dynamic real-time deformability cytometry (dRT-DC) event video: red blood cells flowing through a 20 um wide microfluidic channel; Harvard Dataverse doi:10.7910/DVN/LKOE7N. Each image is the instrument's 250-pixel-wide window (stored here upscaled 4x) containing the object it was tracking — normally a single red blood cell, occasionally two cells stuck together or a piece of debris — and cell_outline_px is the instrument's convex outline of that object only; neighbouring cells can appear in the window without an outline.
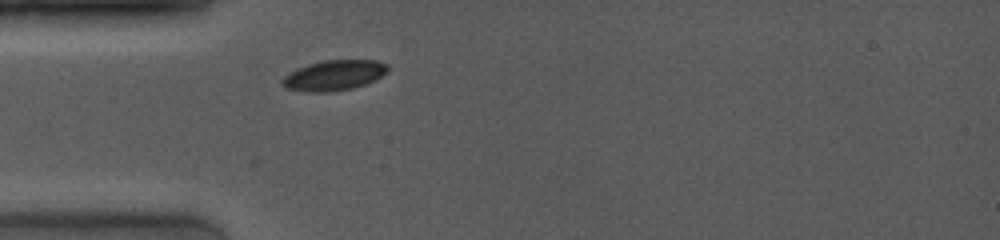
{"species": "common noctule bat (a hibernating species)", "species_latin": "Nyctalus noctula", "temperature_condition": "room temperature", "stored_images_in_passage": 2, "camera_frame_rate_fps": 4000, "um_per_image_px": 0.085, "animal": {"sex": "female", "body_mass_g": 19.0, "forearm_length_mm": 53.3}, "frame": {"image": 1, "passage_image": 2, "time_ms": 0.25, "image_size_px": [1000, 240], "cell_outline_px": [[388, 72], [364, 84], [352, 88], [332, 92], [304, 92], [288, 88], [280, 84], [280, 80], [288, 72], [296, 68], [308, 64], [324, 60], [376, 60], [388, 64]], "centroid_in_image_um": [28.34, 6.4], "position_along_channel_um": 56.7, "area_um2": 18.73}}